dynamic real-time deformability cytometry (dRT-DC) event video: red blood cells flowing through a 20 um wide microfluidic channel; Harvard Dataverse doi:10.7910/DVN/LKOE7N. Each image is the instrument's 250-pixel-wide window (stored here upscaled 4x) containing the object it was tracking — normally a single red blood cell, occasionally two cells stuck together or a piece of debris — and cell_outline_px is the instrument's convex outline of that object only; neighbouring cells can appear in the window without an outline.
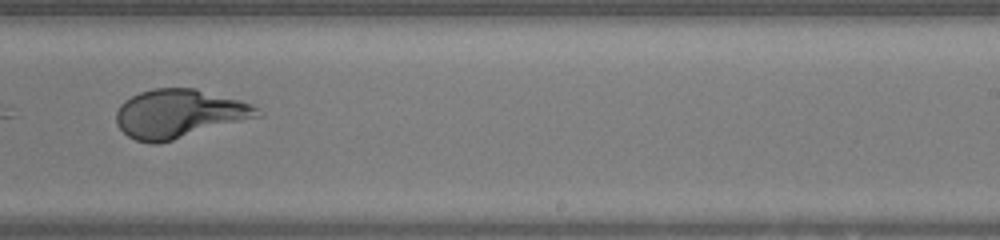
{"species": "human", "species_latin": "Homo sapiens", "temperature_condition": "warm", "stored_images_in_passage": 40, "camera_frame_rate_fps": 3000, "um_per_image_px": 0.085, "donor": {"sex": "female"}, "frame": {"image": 1, "passage_image": 23, "time_ms": 7.333, "image_size_px": [1000, 240], "cell_outline_px": [[264, 116], [160, 144], [152, 144], [136, 140], [128, 136], [116, 124], [116, 112], [120, 104], [124, 100], [140, 92], [152, 88], [196, 88], [240, 100], [252, 104], [264, 112]], "centroid_in_image_um": [15.27, 9.67], "position_along_channel_um": 273.7, "area_um2": 40.63}, "authors_computed_cell_mechanics": {"area_um2": 40.6045, "velocity_mm_per_s": 4.3037, "shape_relaxation_time_tau1_ms": 3.9022, "shape_relaxation_time_tau2_ms": null, "deformation_change_tau1": 0.2568, "deformation_change_tau2": null}}